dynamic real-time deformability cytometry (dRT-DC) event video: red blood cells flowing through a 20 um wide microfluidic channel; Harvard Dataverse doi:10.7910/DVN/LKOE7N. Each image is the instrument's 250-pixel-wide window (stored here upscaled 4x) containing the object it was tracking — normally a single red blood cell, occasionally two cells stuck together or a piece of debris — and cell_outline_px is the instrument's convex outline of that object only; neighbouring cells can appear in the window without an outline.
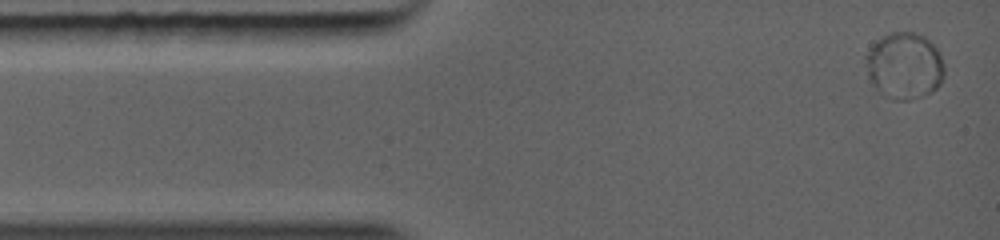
{"species": "common noctule bat (a hibernating species)", "species_latin": "Nyctalus noctula", "temperature_condition": "warm", "stored_images_in_passage": 13, "camera_frame_rate_fps": 5000, "um_per_image_px": 0.085, "animal": {"sex": "female", "body_mass_g": 19.0, "forearm_length_mm": 56.7}, "frame": {"image": 1, "passage_image": 1, "time_ms": 0.0, "image_size_px": [1000, 240], "cell_outline_px": [[944, 76], [940, 84], [932, 92], [924, 96], [916, 96], [876, 88], [872, 84], [868, 72], [864, 56], [884, 36], [892, 32], [912, 32], [924, 36], [936, 48], [944, 64]], "centroid_in_image_um": [76.94, 5.47], "position_along_channel_um": 8.1, "area_um2": 28.5}}
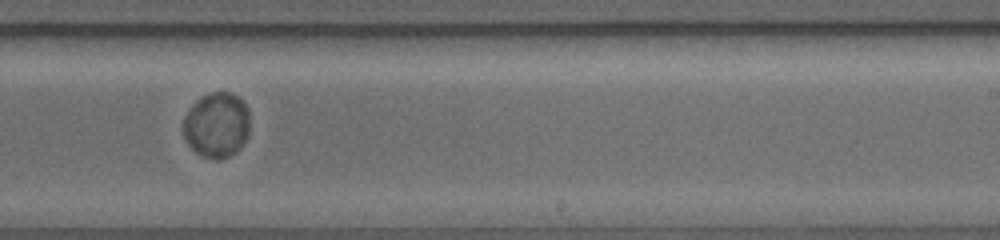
{"frame": {"image": 2, "passage_image": 9, "time_ms": 7.0, "image_size_px": [1000, 240], "cell_outline_px": [[248, 136], [240, 148], [236, 152], [220, 160], [216, 160], [204, 156], [196, 152], [188, 144], [184, 136], [184, 116], [192, 104], [200, 96], [212, 92], [228, 92], [244, 100], [248, 108]], "centroid_in_image_um": [18.42, 10.61], "position_along_channel_um": 270.6, "area_um2": 25.37}}
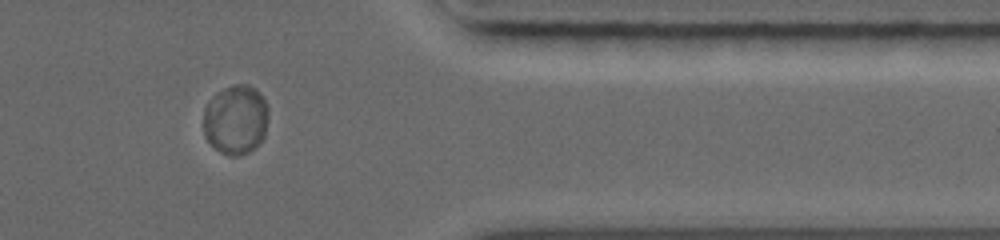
{"frame": {"image": 3, "passage_image": 12, "time_ms": 9.8, "image_size_px": [1000, 240], "cell_outline_px": [[268, 116], [264, 136], [260, 144], [248, 152], [240, 156], [228, 156], [220, 152], [204, 136], [204, 108], [216, 92], [224, 88], [236, 84], [248, 84], [256, 88], [268, 104]], "centroid_in_image_um": [20.06, 10.16], "position_along_channel_um": 391.3, "area_um2": 26.59}}